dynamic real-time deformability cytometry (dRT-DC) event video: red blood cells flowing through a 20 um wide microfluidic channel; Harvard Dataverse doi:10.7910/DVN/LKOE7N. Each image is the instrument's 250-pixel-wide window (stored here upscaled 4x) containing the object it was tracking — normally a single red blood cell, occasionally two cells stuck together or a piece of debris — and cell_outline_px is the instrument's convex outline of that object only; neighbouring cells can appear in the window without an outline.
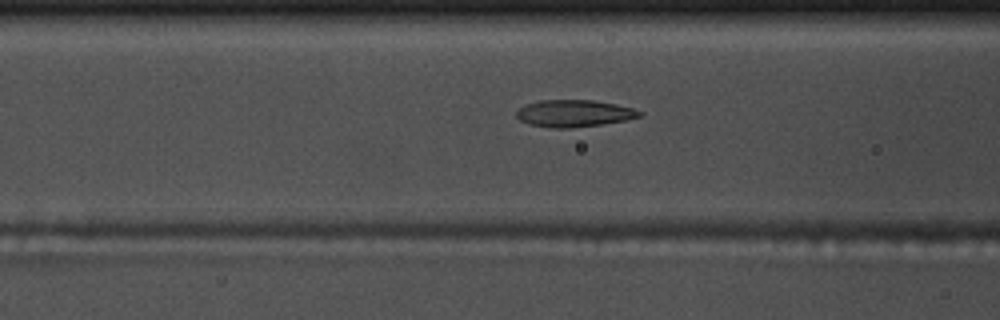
{"species": "common noctule bat (a hibernating species)", "species_latin": "Nyctalus noctula", "temperature_condition": "warm", "stored_images_in_passage": 36, "camera_frame_rate_fps": 3000, "um_per_image_px": 0.085, "animal": {"sex": "male", "body_mass_g": 17.5, "forearm_length_mm": 52.3}, "frame": {"image": 1, "passage_image": 13, "time_ms": 4.0, "image_size_px": [1000, 320], "cell_outline_px": [[644, 116], [624, 120], [600, 124], [568, 128], [552, 128], [532, 124], [520, 120], [516, 116], [516, 112], [524, 104], [540, 100], [592, 100], [616, 104], [632, 108], [644, 112]], "centroid_in_image_um": [48.81, 9.62], "position_along_channel_um": 117.8, "area_um2": 19.25}}
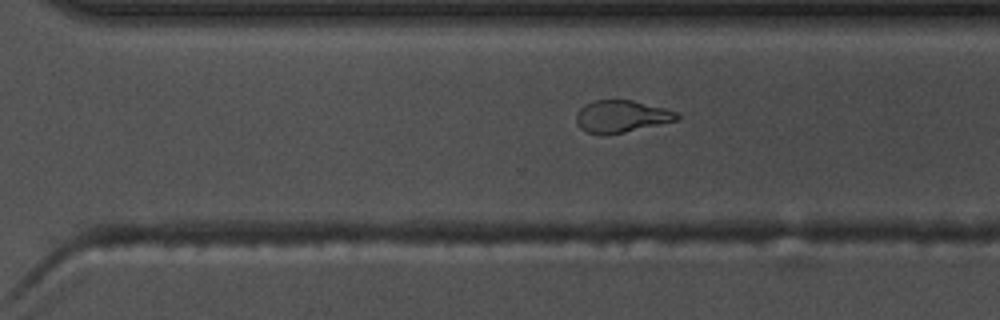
{"frame": {"image": 2, "passage_image": 29, "time_ms": 9.333, "image_size_px": [1000, 320], "cell_outline_px": [[680, 120], [624, 132], [588, 132], [580, 128], [576, 124], [576, 112], [580, 108], [596, 100], [632, 100], [664, 108], [676, 112], [680, 116]], "centroid_in_image_um": [52.86, 9.87], "position_along_channel_um": 317.7, "area_um2": 18.38}}
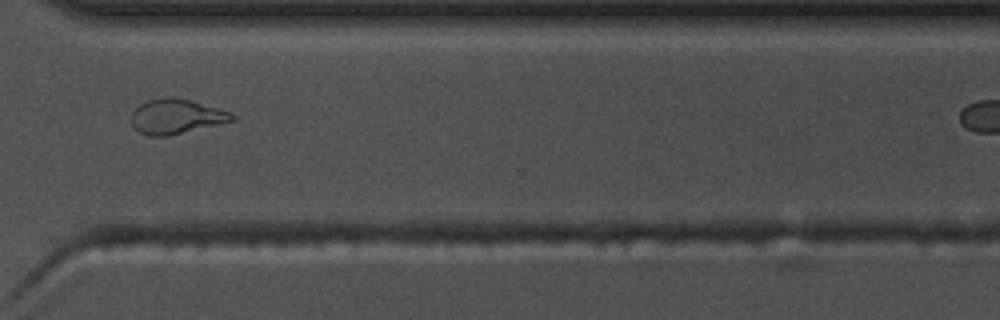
{"frame": {"image": 3, "passage_image": 32, "time_ms": 10.333, "image_size_px": [1000, 320], "cell_outline_px": [[236, 120], [168, 136], [148, 136], [140, 132], [132, 124], [132, 112], [140, 104], [148, 100], [172, 96], [220, 108], [236, 116]], "centroid_in_image_um": [14.99, 9.9], "position_along_channel_um": 355.6, "area_um2": 20.23}}